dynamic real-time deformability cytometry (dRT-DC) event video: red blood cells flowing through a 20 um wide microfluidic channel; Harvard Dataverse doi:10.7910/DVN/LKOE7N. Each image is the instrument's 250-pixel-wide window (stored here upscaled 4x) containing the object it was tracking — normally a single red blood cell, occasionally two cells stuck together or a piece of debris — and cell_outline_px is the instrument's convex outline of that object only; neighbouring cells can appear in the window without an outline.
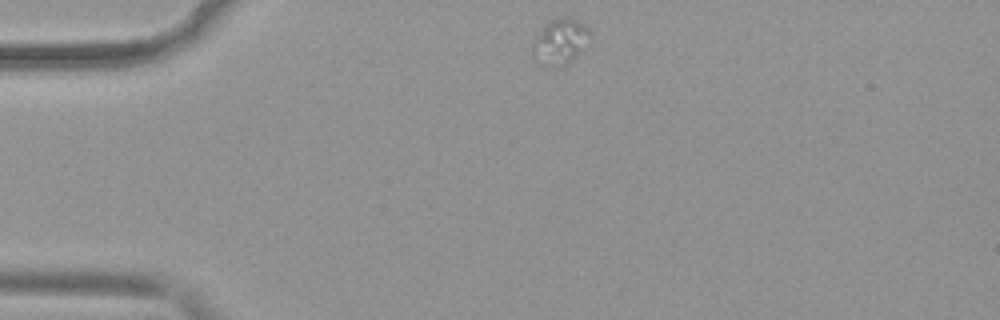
{"species": "common noctule bat (a hibernating species)", "species_latin": "Nyctalus noctula", "temperature_condition": "warm", "stored_images_in_passage": 21, "camera_frame_rate_fps": 3000, "um_per_image_px": 0.085, "animal": {"sex": "female", "body_mass_g": 19.9}, "frame": {"image": 1, "passage_image": 1, "time_ms": 0.0, "image_size_px": [1000, 320], "cell_outline_px": [[588, 32], [584, 48], [572, 60], [564, 64], [552, 68], [544, 64], [528, 48], [532, 40], [548, 20], [560, 16], [568, 16], [584, 24], [588, 28]], "centroid_in_image_um": [47.55, 3.49], "position_along_channel_um": 37.5, "area_um2": 15.14}}